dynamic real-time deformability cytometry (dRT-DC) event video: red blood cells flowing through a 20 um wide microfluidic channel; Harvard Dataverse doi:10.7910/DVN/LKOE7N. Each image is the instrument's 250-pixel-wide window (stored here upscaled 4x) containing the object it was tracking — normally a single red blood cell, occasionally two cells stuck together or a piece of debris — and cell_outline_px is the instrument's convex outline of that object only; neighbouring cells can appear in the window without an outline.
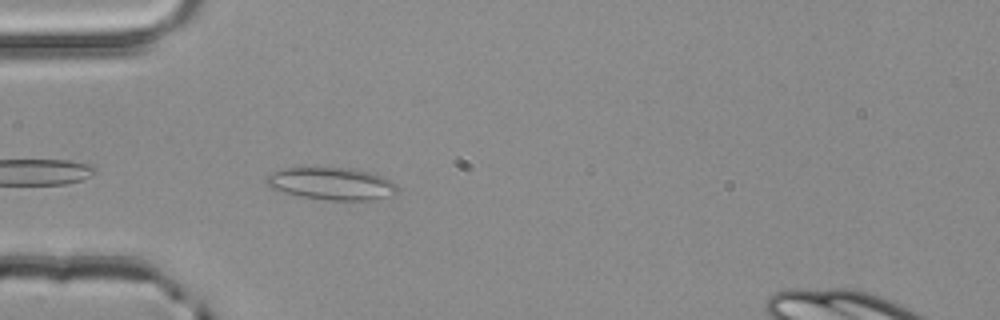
{"species": "common noctule bat (a hibernating species)", "species_latin": "Nyctalus noctula", "temperature_condition": "room temperature", "stored_images_in_passage": 4, "camera_frame_rate_fps": 3000, "um_per_image_px": 0.085, "animal": {"sex": "male", "body_mass_g": 20.4}, "frame": {"image": 1, "passage_image": 3, "time_ms": 0.667, "image_size_px": [1000, 320], "cell_outline_px": [[396, 192], [372, 200], [328, 200], [304, 196], [284, 192], [268, 188], [264, 184], [264, 176], [272, 172], [284, 168], [352, 168], [372, 172], [384, 176], [392, 180], [396, 184]], "centroid_in_image_um": [28.13, 15.59], "position_along_channel_um": 56.9, "area_um2": 24.74}}